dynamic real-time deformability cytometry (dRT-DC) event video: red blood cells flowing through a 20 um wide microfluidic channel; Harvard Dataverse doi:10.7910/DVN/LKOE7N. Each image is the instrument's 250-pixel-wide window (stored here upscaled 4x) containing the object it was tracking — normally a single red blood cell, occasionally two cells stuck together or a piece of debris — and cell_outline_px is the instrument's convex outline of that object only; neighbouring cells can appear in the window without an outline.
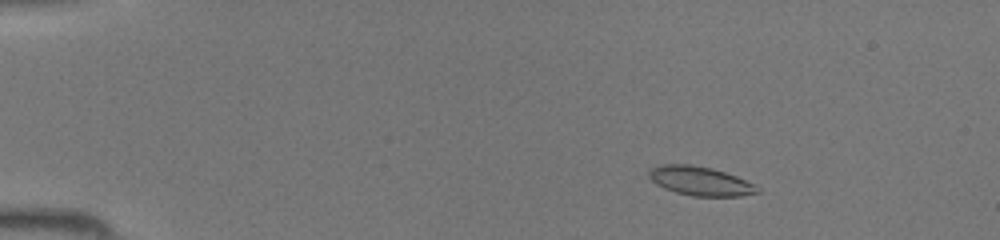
{"species": "common noctule bat (a hibernating species)", "species_latin": "Nyctalus noctula", "temperature_condition": "room temperature", "stored_images_in_passage": 44, "camera_frame_rate_fps": 3000, "um_per_image_px": 0.085, "animal": {"sex": "female", "body_mass_g": 19.5, "forearm_length_mm": 54.1}, "frame": {"image": 1, "passage_image": 6, "time_ms": 1.667, "image_size_px": [1000, 240], "cell_outline_px": [[760, 192], [740, 196], [692, 196], [676, 192], [664, 188], [656, 184], [648, 176], [648, 172], [652, 168], [660, 164], [692, 164], [712, 168], [736, 176], [756, 184], [760, 188]], "centroid_in_image_um": [59.53, 15.38], "position_along_channel_um": 25.5, "area_um2": 18.44}}
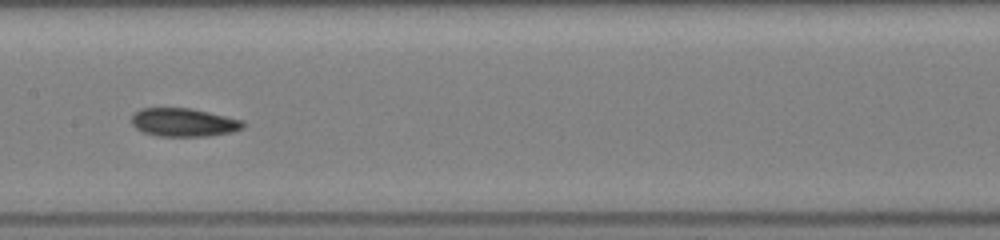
{"frame": {"image": 2, "passage_image": 23, "time_ms": 7.333, "image_size_px": [1000, 240], "cell_outline_px": [[244, 128], [232, 132], [208, 136], [156, 136], [144, 132], [136, 128], [132, 124], [132, 116], [140, 108], [192, 108], [244, 120]], "centroid_in_image_um": [15.64, 10.4], "position_along_channel_um": 191.8, "area_um2": 18.5}}
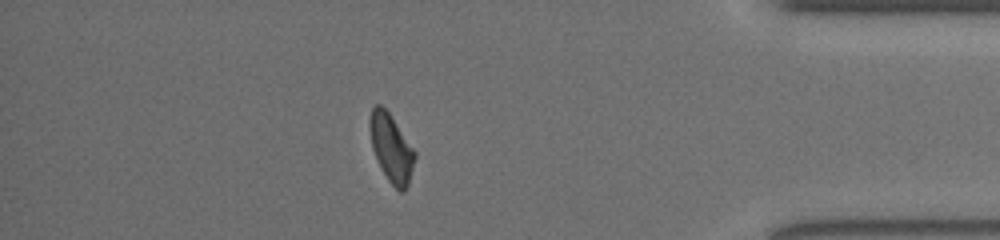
{"frame": {"image": 3, "passage_image": 39, "time_ms": 12.667, "image_size_px": [1000, 240], "cell_outline_px": [[416, 156], [408, 184], [404, 192], [400, 192], [388, 180], [372, 148], [368, 128], [368, 120], [372, 108], [376, 104], [380, 104], [388, 112], [416, 152]], "centroid_in_image_um": [33.24, 12.56], "position_along_channel_um": 402.0, "area_um2": 17.57}}